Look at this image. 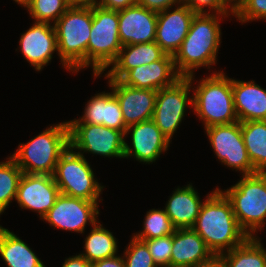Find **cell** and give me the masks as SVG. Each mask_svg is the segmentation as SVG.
I'll use <instances>...</instances> for the list:
<instances>
[{
  "label": "cell",
  "mask_w": 266,
  "mask_h": 267,
  "mask_svg": "<svg viewBox=\"0 0 266 267\" xmlns=\"http://www.w3.org/2000/svg\"><path fill=\"white\" fill-rule=\"evenodd\" d=\"M192 229L216 257L249 238L239 226L231 202L218 187L207 195Z\"/></svg>",
  "instance_id": "6da1fadb"
},
{
  "label": "cell",
  "mask_w": 266,
  "mask_h": 267,
  "mask_svg": "<svg viewBox=\"0 0 266 267\" xmlns=\"http://www.w3.org/2000/svg\"><path fill=\"white\" fill-rule=\"evenodd\" d=\"M228 16L212 13L195 14L187 36L173 56L175 68L181 77L187 78L194 75L195 69H210V66L216 64L221 44L219 19Z\"/></svg>",
  "instance_id": "7a4b0ae2"
},
{
  "label": "cell",
  "mask_w": 266,
  "mask_h": 267,
  "mask_svg": "<svg viewBox=\"0 0 266 267\" xmlns=\"http://www.w3.org/2000/svg\"><path fill=\"white\" fill-rule=\"evenodd\" d=\"M53 25L62 67L72 73L88 67L92 8L70 7Z\"/></svg>",
  "instance_id": "3957f363"
},
{
  "label": "cell",
  "mask_w": 266,
  "mask_h": 267,
  "mask_svg": "<svg viewBox=\"0 0 266 267\" xmlns=\"http://www.w3.org/2000/svg\"><path fill=\"white\" fill-rule=\"evenodd\" d=\"M69 146L68 122H61L18 145L10 157L23 173L53 175L59 158Z\"/></svg>",
  "instance_id": "277c9868"
},
{
  "label": "cell",
  "mask_w": 266,
  "mask_h": 267,
  "mask_svg": "<svg viewBox=\"0 0 266 267\" xmlns=\"http://www.w3.org/2000/svg\"><path fill=\"white\" fill-rule=\"evenodd\" d=\"M192 88V109L204 123V128L227 125L238 120L232 94V78L223 71L213 72Z\"/></svg>",
  "instance_id": "5b68a950"
},
{
  "label": "cell",
  "mask_w": 266,
  "mask_h": 267,
  "mask_svg": "<svg viewBox=\"0 0 266 267\" xmlns=\"http://www.w3.org/2000/svg\"><path fill=\"white\" fill-rule=\"evenodd\" d=\"M221 191L231 202L242 230L257 237L254 233L262 230L266 221V172L242 175L239 182Z\"/></svg>",
  "instance_id": "8992f818"
},
{
  "label": "cell",
  "mask_w": 266,
  "mask_h": 267,
  "mask_svg": "<svg viewBox=\"0 0 266 267\" xmlns=\"http://www.w3.org/2000/svg\"><path fill=\"white\" fill-rule=\"evenodd\" d=\"M119 11L92 7V27L88 42V67L94 78L102 75L117 59L123 47L119 37Z\"/></svg>",
  "instance_id": "52a82bcc"
},
{
  "label": "cell",
  "mask_w": 266,
  "mask_h": 267,
  "mask_svg": "<svg viewBox=\"0 0 266 267\" xmlns=\"http://www.w3.org/2000/svg\"><path fill=\"white\" fill-rule=\"evenodd\" d=\"M60 194L98 202L104 188L95 179L91 165L84 154L81 155L69 146L59 158L54 173Z\"/></svg>",
  "instance_id": "ba28073f"
},
{
  "label": "cell",
  "mask_w": 266,
  "mask_h": 267,
  "mask_svg": "<svg viewBox=\"0 0 266 267\" xmlns=\"http://www.w3.org/2000/svg\"><path fill=\"white\" fill-rule=\"evenodd\" d=\"M194 76L182 77L174 85L157 90L152 120L169 141L179 128V124L181 125L187 105L191 104L192 107V97L189 95Z\"/></svg>",
  "instance_id": "9c48e42d"
},
{
  "label": "cell",
  "mask_w": 266,
  "mask_h": 267,
  "mask_svg": "<svg viewBox=\"0 0 266 267\" xmlns=\"http://www.w3.org/2000/svg\"><path fill=\"white\" fill-rule=\"evenodd\" d=\"M69 144L73 150L105 157L124 158V133L103 125L68 124ZM83 151V152H82Z\"/></svg>",
  "instance_id": "30bf717a"
},
{
  "label": "cell",
  "mask_w": 266,
  "mask_h": 267,
  "mask_svg": "<svg viewBox=\"0 0 266 267\" xmlns=\"http://www.w3.org/2000/svg\"><path fill=\"white\" fill-rule=\"evenodd\" d=\"M216 157L225 166L240 171L242 175L257 173L254 169L241 132V122L214 125L205 128Z\"/></svg>",
  "instance_id": "8fae6325"
},
{
  "label": "cell",
  "mask_w": 266,
  "mask_h": 267,
  "mask_svg": "<svg viewBox=\"0 0 266 267\" xmlns=\"http://www.w3.org/2000/svg\"><path fill=\"white\" fill-rule=\"evenodd\" d=\"M98 203L60 194L42 219L54 228L81 234L87 223L94 225L97 222Z\"/></svg>",
  "instance_id": "7c38bea8"
},
{
  "label": "cell",
  "mask_w": 266,
  "mask_h": 267,
  "mask_svg": "<svg viewBox=\"0 0 266 267\" xmlns=\"http://www.w3.org/2000/svg\"><path fill=\"white\" fill-rule=\"evenodd\" d=\"M59 195L60 190L52 175L23 173L15 200L19 207L36 211L42 219Z\"/></svg>",
  "instance_id": "4fadbf2b"
},
{
  "label": "cell",
  "mask_w": 266,
  "mask_h": 267,
  "mask_svg": "<svg viewBox=\"0 0 266 267\" xmlns=\"http://www.w3.org/2000/svg\"><path fill=\"white\" fill-rule=\"evenodd\" d=\"M131 133L132 148L124 141V158L134 157L143 163L155 162L170 142L151 119L127 127L124 137Z\"/></svg>",
  "instance_id": "5bb4252c"
},
{
  "label": "cell",
  "mask_w": 266,
  "mask_h": 267,
  "mask_svg": "<svg viewBox=\"0 0 266 267\" xmlns=\"http://www.w3.org/2000/svg\"><path fill=\"white\" fill-rule=\"evenodd\" d=\"M108 84L119 102L126 127L153 118L157 90L134 88L115 79H108Z\"/></svg>",
  "instance_id": "9a60e30c"
},
{
  "label": "cell",
  "mask_w": 266,
  "mask_h": 267,
  "mask_svg": "<svg viewBox=\"0 0 266 267\" xmlns=\"http://www.w3.org/2000/svg\"><path fill=\"white\" fill-rule=\"evenodd\" d=\"M157 13L155 42L169 55L174 56L187 36L195 14L188 6H176Z\"/></svg>",
  "instance_id": "2e32d148"
},
{
  "label": "cell",
  "mask_w": 266,
  "mask_h": 267,
  "mask_svg": "<svg viewBox=\"0 0 266 267\" xmlns=\"http://www.w3.org/2000/svg\"><path fill=\"white\" fill-rule=\"evenodd\" d=\"M51 24L34 22L19 40L23 57L37 71L51 62L55 51L58 52L55 28Z\"/></svg>",
  "instance_id": "e0dca14e"
},
{
  "label": "cell",
  "mask_w": 266,
  "mask_h": 267,
  "mask_svg": "<svg viewBox=\"0 0 266 267\" xmlns=\"http://www.w3.org/2000/svg\"><path fill=\"white\" fill-rule=\"evenodd\" d=\"M157 12L138 4L119 11V37L122 46L155 42Z\"/></svg>",
  "instance_id": "ac0fdd59"
},
{
  "label": "cell",
  "mask_w": 266,
  "mask_h": 267,
  "mask_svg": "<svg viewBox=\"0 0 266 267\" xmlns=\"http://www.w3.org/2000/svg\"><path fill=\"white\" fill-rule=\"evenodd\" d=\"M180 78L174 57L165 54L158 61L129 70L120 81L134 88L159 90L174 85Z\"/></svg>",
  "instance_id": "d6986e66"
},
{
  "label": "cell",
  "mask_w": 266,
  "mask_h": 267,
  "mask_svg": "<svg viewBox=\"0 0 266 267\" xmlns=\"http://www.w3.org/2000/svg\"><path fill=\"white\" fill-rule=\"evenodd\" d=\"M217 257L192 228L176 229L170 267H198L213 262Z\"/></svg>",
  "instance_id": "ffe728a7"
},
{
  "label": "cell",
  "mask_w": 266,
  "mask_h": 267,
  "mask_svg": "<svg viewBox=\"0 0 266 267\" xmlns=\"http://www.w3.org/2000/svg\"><path fill=\"white\" fill-rule=\"evenodd\" d=\"M84 114L68 124H95L125 133L127 129L119 102L113 92L97 93L87 102Z\"/></svg>",
  "instance_id": "44dd1931"
},
{
  "label": "cell",
  "mask_w": 266,
  "mask_h": 267,
  "mask_svg": "<svg viewBox=\"0 0 266 267\" xmlns=\"http://www.w3.org/2000/svg\"><path fill=\"white\" fill-rule=\"evenodd\" d=\"M234 108L239 122L266 120V90L253 80L232 79Z\"/></svg>",
  "instance_id": "7402d4cb"
},
{
  "label": "cell",
  "mask_w": 266,
  "mask_h": 267,
  "mask_svg": "<svg viewBox=\"0 0 266 267\" xmlns=\"http://www.w3.org/2000/svg\"><path fill=\"white\" fill-rule=\"evenodd\" d=\"M173 192L165 205V212L176 229L192 228L203 204L198 192L190 183Z\"/></svg>",
  "instance_id": "603a6c76"
},
{
  "label": "cell",
  "mask_w": 266,
  "mask_h": 267,
  "mask_svg": "<svg viewBox=\"0 0 266 267\" xmlns=\"http://www.w3.org/2000/svg\"><path fill=\"white\" fill-rule=\"evenodd\" d=\"M165 54L156 42L124 45L105 78L120 80L129 70L158 61Z\"/></svg>",
  "instance_id": "cb8c5ba5"
},
{
  "label": "cell",
  "mask_w": 266,
  "mask_h": 267,
  "mask_svg": "<svg viewBox=\"0 0 266 267\" xmlns=\"http://www.w3.org/2000/svg\"><path fill=\"white\" fill-rule=\"evenodd\" d=\"M0 256L8 267H45L23 240L1 225Z\"/></svg>",
  "instance_id": "d4e9b609"
},
{
  "label": "cell",
  "mask_w": 266,
  "mask_h": 267,
  "mask_svg": "<svg viewBox=\"0 0 266 267\" xmlns=\"http://www.w3.org/2000/svg\"><path fill=\"white\" fill-rule=\"evenodd\" d=\"M217 258L223 267H266V248L260 238L249 237L243 244Z\"/></svg>",
  "instance_id": "484cf974"
},
{
  "label": "cell",
  "mask_w": 266,
  "mask_h": 267,
  "mask_svg": "<svg viewBox=\"0 0 266 267\" xmlns=\"http://www.w3.org/2000/svg\"><path fill=\"white\" fill-rule=\"evenodd\" d=\"M241 132L254 169L266 172V120L241 122Z\"/></svg>",
  "instance_id": "4316f807"
},
{
  "label": "cell",
  "mask_w": 266,
  "mask_h": 267,
  "mask_svg": "<svg viewBox=\"0 0 266 267\" xmlns=\"http://www.w3.org/2000/svg\"><path fill=\"white\" fill-rule=\"evenodd\" d=\"M91 226L92 230L85 238V253H81L80 255L91 264L116 256L118 252V241H116L112 232L105 229L99 221Z\"/></svg>",
  "instance_id": "83f0119b"
},
{
  "label": "cell",
  "mask_w": 266,
  "mask_h": 267,
  "mask_svg": "<svg viewBox=\"0 0 266 267\" xmlns=\"http://www.w3.org/2000/svg\"><path fill=\"white\" fill-rule=\"evenodd\" d=\"M6 159L5 162H0V215L16 198L18 184L23 174L21 168L11 157Z\"/></svg>",
  "instance_id": "f1b7e54d"
},
{
  "label": "cell",
  "mask_w": 266,
  "mask_h": 267,
  "mask_svg": "<svg viewBox=\"0 0 266 267\" xmlns=\"http://www.w3.org/2000/svg\"><path fill=\"white\" fill-rule=\"evenodd\" d=\"M144 229L133 236L141 241L171 235L176 228L164 209H151L144 218Z\"/></svg>",
  "instance_id": "f546056e"
},
{
  "label": "cell",
  "mask_w": 266,
  "mask_h": 267,
  "mask_svg": "<svg viewBox=\"0 0 266 267\" xmlns=\"http://www.w3.org/2000/svg\"><path fill=\"white\" fill-rule=\"evenodd\" d=\"M34 22L53 24L70 8L68 0H28L24 6Z\"/></svg>",
  "instance_id": "4dcf8cb0"
},
{
  "label": "cell",
  "mask_w": 266,
  "mask_h": 267,
  "mask_svg": "<svg viewBox=\"0 0 266 267\" xmlns=\"http://www.w3.org/2000/svg\"><path fill=\"white\" fill-rule=\"evenodd\" d=\"M131 239L123 254L126 267H157L147 244L134 236Z\"/></svg>",
  "instance_id": "1f68e13d"
},
{
  "label": "cell",
  "mask_w": 266,
  "mask_h": 267,
  "mask_svg": "<svg viewBox=\"0 0 266 267\" xmlns=\"http://www.w3.org/2000/svg\"><path fill=\"white\" fill-rule=\"evenodd\" d=\"M143 241L147 244L157 267H170L173 234Z\"/></svg>",
  "instance_id": "d6a6232c"
},
{
  "label": "cell",
  "mask_w": 266,
  "mask_h": 267,
  "mask_svg": "<svg viewBox=\"0 0 266 267\" xmlns=\"http://www.w3.org/2000/svg\"><path fill=\"white\" fill-rule=\"evenodd\" d=\"M234 17L242 23L260 19L266 20V0H246L234 14Z\"/></svg>",
  "instance_id": "836d02e7"
},
{
  "label": "cell",
  "mask_w": 266,
  "mask_h": 267,
  "mask_svg": "<svg viewBox=\"0 0 266 267\" xmlns=\"http://www.w3.org/2000/svg\"><path fill=\"white\" fill-rule=\"evenodd\" d=\"M183 4L188 6L194 13L229 14L234 13L223 3L222 0H183ZM205 7H207L206 11Z\"/></svg>",
  "instance_id": "e575fe53"
},
{
  "label": "cell",
  "mask_w": 266,
  "mask_h": 267,
  "mask_svg": "<svg viewBox=\"0 0 266 267\" xmlns=\"http://www.w3.org/2000/svg\"><path fill=\"white\" fill-rule=\"evenodd\" d=\"M137 4L158 13L174 5H182L183 0H137Z\"/></svg>",
  "instance_id": "d590c367"
},
{
  "label": "cell",
  "mask_w": 266,
  "mask_h": 267,
  "mask_svg": "<svg viewBox=\"0 0 266 267\" xmlns=\"http://www.w3.org/2000/svg\"><path fill=\"white\" fill-rule=\"evenodd\" d=\"M137 4V0H100L99 6L107 10L121 11Z\"/></svg>",
  "instance_id": "8d00e7d4"
},
{
  "label": "cell",
  "mask_w": 266,
  "mask_h": 267,
  "mask_svg": "<svg viewBox=\"0 0 266 267\" xmlns=\"http://www.w3.org/2000/svg\"><path fill=\"white\" fill-rule=\"evenodd\" d=\"M91 267H126L125 261L123 256L120 257L119 255L102 259L100 261H96L93 264H91Z\"/></svg>",
  "instance_id": "74e56055"
},
{
  "label": "cell",
  "mask_w": 266,
  "mask_h": 267,
  "mask_svg": "<svg viewBox=\"0 0 266 267\" xmlns=\"http://www.w3.org/2000/svg\"><path fill=\"white\" fill-rule=\"evenodd\" d=\"M62 267H91V263L88 262L82 255L78 254L73 257L66 258Z\"/></svg>",
  "instance_id": "f35d334b"
},
{
  "label": "cell",
  "mask_w": 266,
  "mask_h": 267,
  "mask_svg": "<svg viewBox=\"0 0 266 267\" xmlns=\"http://www.w3.org/2000/svg\"><path fill=\"white\" fill-rule=\"evenodd\" d=\"M70 7H96L100 0H68Z\"/></svg>",
  "instance_id": "ab89813d"
},
{
  "label": "cell",
  "mask_w": 266,
  "mask_h": 267,
  "mask_svg": "<svg viewBox=\"0 0 266 267\" xmlns=\"http://www.w3.org/2000/svg\"><path fill=\"white\" fill-rule=\"evenodd\" d=\"M223 3L235 14L246 0H222Z\"/></svg>",
  "instance_id": "60d3db41"
},
{
  "label": "cell",
  "mask_w": 266,
  "mask_h": 267,
  "mask_svg": "<svg viewBox=\"0 0 266 267\" xmlns=\"http://www.w3.org/2000/svg\"><path fill=\"white\" fill-rule=\"evenodd\" d=\"M198 267H223L221 262L216 258L213 262L203 265V266H198Z\"/></svg>",
  "instance_id": "b9f144b4"
},
{
  "label": "cell",
  "mask_w": 266,
  "mask_h": 267,
  "mask_svg": "<svg viewBox=\"0 0 266 267\" xmlns=\"http://www.w3.org/2000/svg\"><path fill=\"white\" fill-rule=\"evenodd\" d=\"M15 1L17 4H20L21 6H25L28 2V0H13Z\"/></svg>",
  "instance_id": "7bdbcfd3"
}]
</instances>
